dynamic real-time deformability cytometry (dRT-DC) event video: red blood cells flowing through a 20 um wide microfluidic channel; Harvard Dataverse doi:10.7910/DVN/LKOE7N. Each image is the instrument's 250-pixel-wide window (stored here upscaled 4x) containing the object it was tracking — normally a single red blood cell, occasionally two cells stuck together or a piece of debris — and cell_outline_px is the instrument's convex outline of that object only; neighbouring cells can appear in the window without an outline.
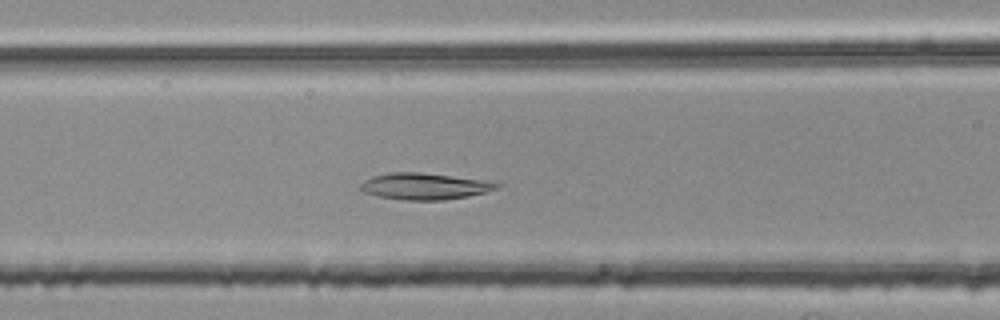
{"species": "common noctule bat (a hibernating species)", "species_latin": "Nyctalus noctula", "temperature_condition": "room temperature", "stored_images_in_passage": 47, "camera_frame_rate_fps": 3000, "um_per_image_px": 0.085, "animal": {"sex": "female", "body_mass_g": 25.1}, "frame": {"image": 1, "passage_image": 19, "time_ms": 6.0, "image_size_px": [1000, 320], "cell_outline_px": [[500, 188], [468, 196], [444, 200], [404, 200], [376, 196], [364, 192], [356, 188], [364, 180], [372, 176], [388, 172], [420, 172], [452, 176], [480, 180], [500, 184]], "centroid_in_image_um": [35.99, 15.83], "position_along_channel_um": 130.6, "area_um2": 21.04}}
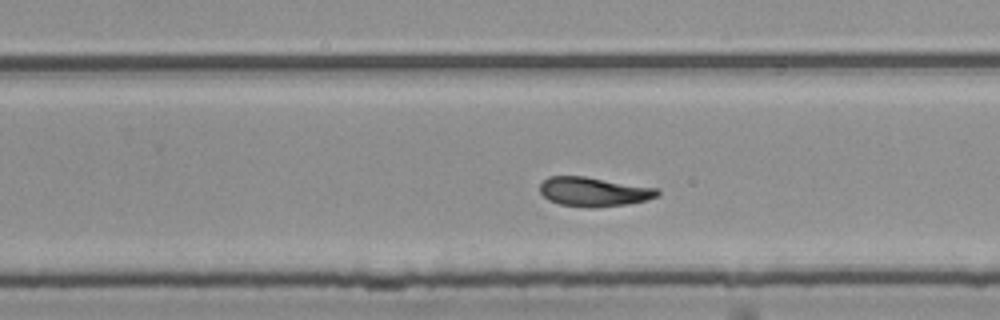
{"frame": {"image": 2, "passage_image": 31, "time_ms": 10.0, "image_size_px": [1000, 320], "cell_outline_px": [[660, 196], [648, 200], [628, 204], [592, 208], [588, 208], [560, 204], [548, 200], [540, 192], [540, 184], [548, 176], [584, 176], [656, 188], [660, 192]], "centroid_in_image_um": [50.48, 16.31], "position_along_channel_um": 279.3, "area_um2": 20.11}}
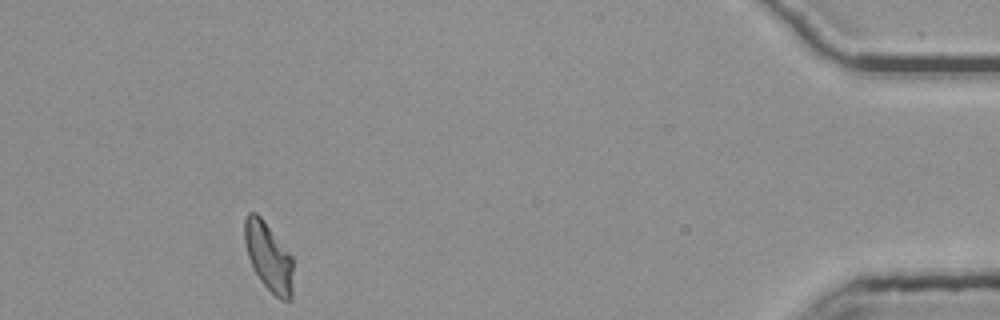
{"frame": {"image": 3, "passage_image": 47, "time_ms": 15.333, "image_size_px": [1000, 320], "cell_outline_px": [[292, 300], [280, 300], [260, 280], [248, 256], [244, 240], [244, 216], [248, 212], [256, 212], [260, 216], [292, 256]], "centroid_in_image_um": [22.82, 21.81], "position_along_channel_um": 412.4, "area_um2": 19.13}, "authors_computed_cell_mechanics": {"area_um2": 20.519, "velocity_mm_per_s": 3.7329, "shape_relaxation_time_tau1_ms": 4.9072, "shape_relaxation_time_tau2_ms": 4.4856, "deformation_change_tau1": 0.1626, "deformation_change_tau2": 0.0968}}